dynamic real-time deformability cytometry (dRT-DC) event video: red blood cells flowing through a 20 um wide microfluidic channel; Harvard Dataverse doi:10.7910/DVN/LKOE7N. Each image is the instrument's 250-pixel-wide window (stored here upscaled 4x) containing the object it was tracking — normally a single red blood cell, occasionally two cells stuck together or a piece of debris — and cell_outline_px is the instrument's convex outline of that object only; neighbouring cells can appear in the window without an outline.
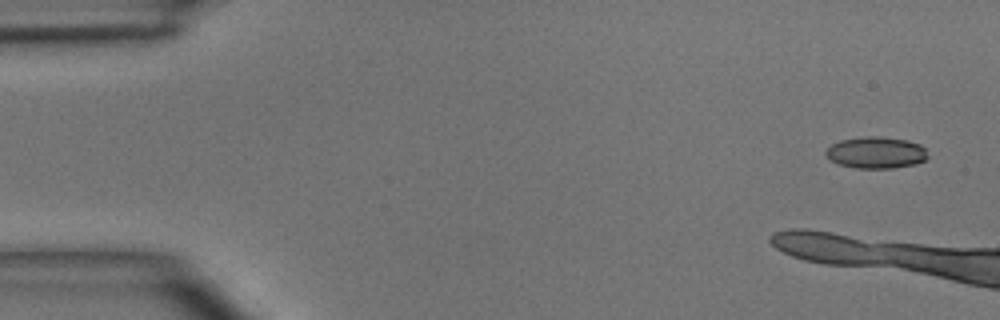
{"species": "common noctule bat (a hibernating species)", "species_latin": "Nyctalus noctula", "temperature_condition": "room temperature", "stored_images_in_passage": 5, "camera_frame_rate_fps": 3000, "um_per_image_px": 0.085, "animal": {"sex": "male", "body_mass_g": 15.6}, "frame": {"image": 1, "passage_image": 1, "time_ms": 0.0, "image_size_px": [1000, 320], "cell_outline_px": [[928, 156], [924, 160], [916, 164], [892, 168], [856, 168], [840, 164], [832, 160], [824, 152], [832, 144], [840, 140], [864, 136], [880, 136], [908, 140], [920, 144], [924, 148]], "centroid_in_image_um": [74.48, 12.96], "position_along_channel_um": 10.5, "area_um2": 18.73}}